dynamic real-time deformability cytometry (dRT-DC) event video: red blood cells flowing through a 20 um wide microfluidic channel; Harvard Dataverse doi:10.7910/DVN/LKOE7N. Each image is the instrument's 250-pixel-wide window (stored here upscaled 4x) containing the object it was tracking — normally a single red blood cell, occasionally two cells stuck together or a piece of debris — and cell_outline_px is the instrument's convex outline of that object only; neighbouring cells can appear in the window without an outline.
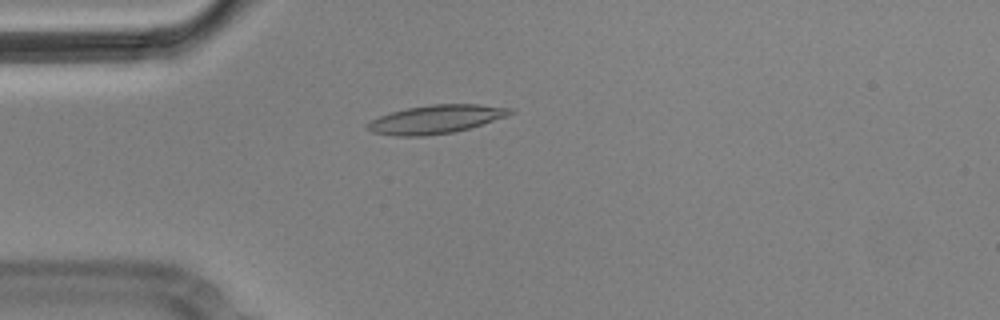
{"species": "Egyptian fruit bat (a non-hibernating species)", "species_latin": "Rousettus aegyptiacus", "temperature_condition": "cold", "stored_images_in_passage": 5, "camera_frame_rate_fps": 3000, "um_per_image_px": 0.085, "animal": {"sex": "male"}, "frame": {"image": 1, "passage_image": 5, "time_ms": 1.333, "image_size_px": [1000, 320], "cell_outline_px": [[516, 112], [508, 116], [468, 128], [452, 132], [424, 136], [396, 136], [372, 132], [364, 124], [380, 116], [392, 112], [408, 108], [432, 104], [480, 104], [512, 108]], "centroid_in_image_um": [37.08, 10.13], "position_along_channel_um": 47.9, "area_um2": 23.52}}